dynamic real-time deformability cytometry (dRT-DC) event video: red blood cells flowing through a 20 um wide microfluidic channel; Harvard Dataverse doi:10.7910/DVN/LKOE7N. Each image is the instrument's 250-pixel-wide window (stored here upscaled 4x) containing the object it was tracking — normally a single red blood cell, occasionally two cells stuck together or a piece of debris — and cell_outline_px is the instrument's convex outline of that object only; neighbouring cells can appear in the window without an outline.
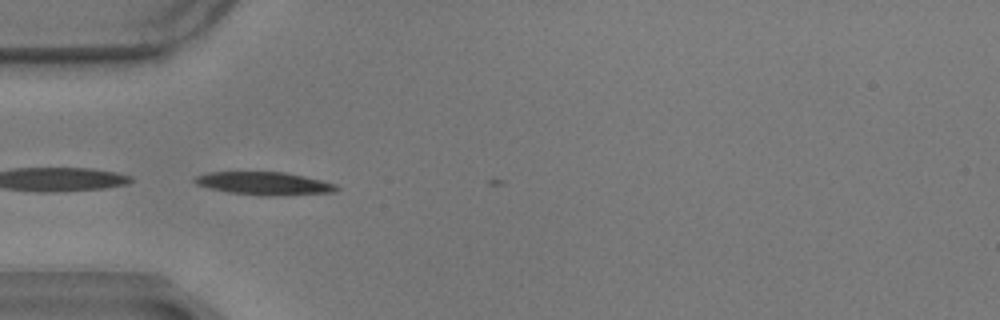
{"species": "common noctule bat (a hibernating species)", "species_latin": "Nyctalus noctula", "temperature_condition": "warm", "stored_images_in_passage": 5, "camera_frame_rate_fps": 3000, "um_per_image_px": 0.085, "animal": {"sex": "male", "body_mass_g": 17.9}, "frame": {"image": 1, "passage_image": 4, "time_ms": 1.0, "image_size_px": [1000, 320], "cell_outline_px": [[340, 188], [332, 192], [276, 196], [260, 196], [228, 192], [196, 184], [192, 180], [196, 176], [208, 172], [284, 172], [304, 176], [336, 184]], "centroid_in_image_um": [22.45, 15.59], "position_along_channel_um": 62.5, "area_um2": 18.9}}